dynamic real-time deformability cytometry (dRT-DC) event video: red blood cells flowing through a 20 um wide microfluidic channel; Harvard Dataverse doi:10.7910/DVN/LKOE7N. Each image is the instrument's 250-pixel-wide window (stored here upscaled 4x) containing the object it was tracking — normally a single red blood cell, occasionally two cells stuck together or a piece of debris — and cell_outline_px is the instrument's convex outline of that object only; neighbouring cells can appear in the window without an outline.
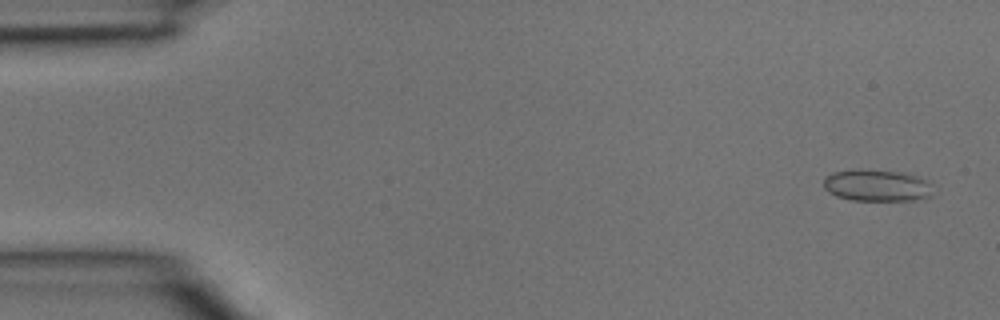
{"species": "common noctule bat (a hibernating species)", "species_latin": "Nyctalus noctula", "temperature_condition": "room temperature", "stored_images_in_passage": 3, "camera_frame_rate_fps": 3000, "um_per_image_px": 0.085, "animal": {"sex": "male", "body_mass_g": 15.6}, "frame": {"image": 1, "passage_image": 1, "time_ms": 0.0, "image_size_px": [1000, 320], "cell_outline_px": [[932, 196], [916, 200], [852, 200], [836, 196], [828, 192], [824, 188], [824, 176], [832, 172], [908, 172], [928, 180], [932, 184]], "centroid_in_image_um": [74.61, 15.8], "position_along_channel_um": 10.4, "area_um2": 19.77}}
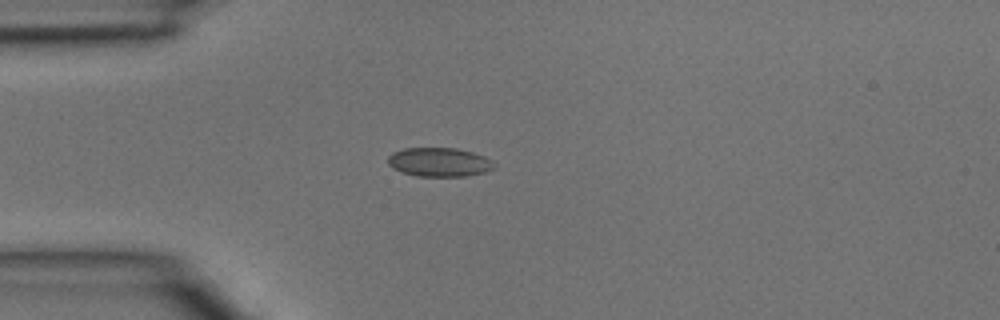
{"frame": {"image": 2, "passage_image": 3, "time_ms": 0.667, "image_size_px": [1000, 320], "cell_outline_px": [[496, 168], [484, 172], [468, 176], [416, 176], [400, 172], [392, 168], [388, 164], [388, 156], [392, 152], [404, 148], [456, 148], [472, 152], [484, 156], [492, 160], [496, 164]], "centroid_in_image_um": [37.34, 13.78], "position_along_channel_um": 47.7, "area_um2": 18.15}}